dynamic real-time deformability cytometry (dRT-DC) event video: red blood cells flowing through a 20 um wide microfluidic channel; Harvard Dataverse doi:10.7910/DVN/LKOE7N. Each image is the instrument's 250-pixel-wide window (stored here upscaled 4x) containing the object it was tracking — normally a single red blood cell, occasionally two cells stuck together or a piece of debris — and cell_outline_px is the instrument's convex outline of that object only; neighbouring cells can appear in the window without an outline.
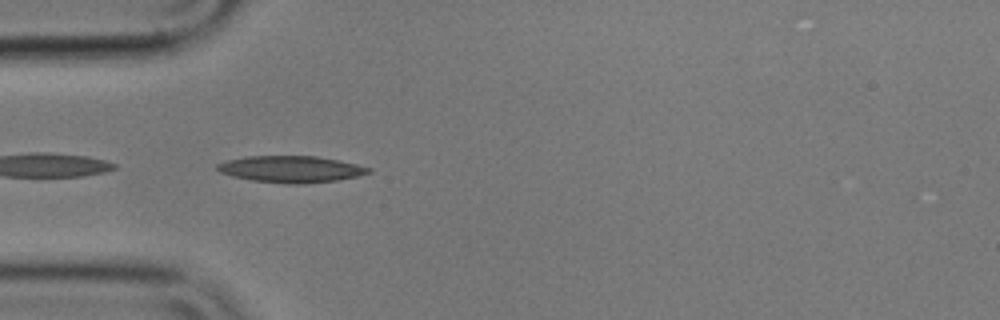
{"species": "common noctule bat (a hibernating species)", "species_latin": "Nyctalus noctula", "temperature_condition": "cold", "stored_images_in_passage": 15, "camera_frame_rate_fps": 3000, "um_per_image_px": 0.085, "animal": {"sex": "male", "body_mass_g": 17.9}, "frame": {"image": 1, "passage_image": 1, "time_ms": 0.0, "image_size_px": [1000, 320], "cell_outline_px": [[372, 172], [356, 176], [336, 180], [304, 184], [288, 184], [252, 180], [232, 176], [220, 172], [216, 168], [216, 164], [228, 160], [248, 156], [316, 156], [340, 160], [372, 168]], "centroid_in_image_um": [24.74, 14.38], "position_along_channel_um": 60.3, "area_um2": 23.41}}
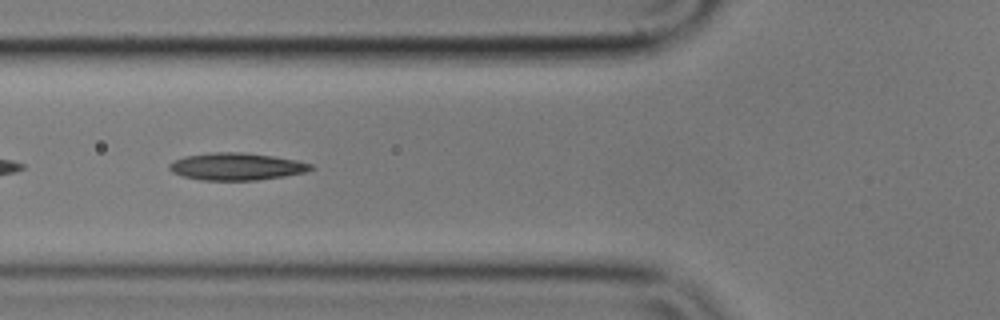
{"frame": {"image": 2, "passage_image": 5, "time_ms": 1.333, "image_size_px": [1000, 320], "cell_outline_px": [[316, 168], [304, 172], [284, 176], [256, 180], [200, 180], [184, 176], [172, 172], [168, 168], [168, 164], [172, 160], [184, 156], [212, 152], [244, 152], [272, 156], [296, 160], [312, 164]], "centroid_in_image_um": [20.07, 14.15], "position_along_channel_um": 105.7, "area_um2": 22.54}}